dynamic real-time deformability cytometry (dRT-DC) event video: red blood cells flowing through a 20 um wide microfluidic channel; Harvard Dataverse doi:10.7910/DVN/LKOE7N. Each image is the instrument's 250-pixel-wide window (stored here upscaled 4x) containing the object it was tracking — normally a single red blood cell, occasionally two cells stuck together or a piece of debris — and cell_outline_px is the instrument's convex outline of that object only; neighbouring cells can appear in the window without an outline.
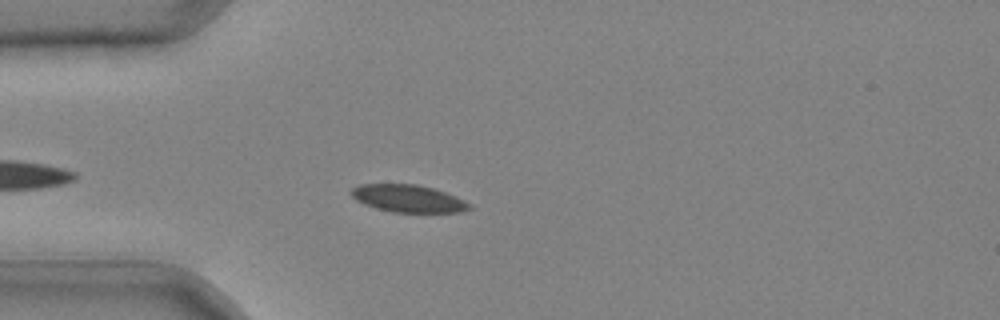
{"species": "common noctule bat (a hibernating species)", "species_latin": "Nyctalus noctula", "temperature_condition": "cold", "stored_images_in_passage": 35, "camera_frame_rate_fps": 3000, "um_per_image_px": 0.085, "animal": {"sex": "male", "body_mass_g": 20.4}, "frame": {"image": 1, "passage_image": 5, "time_ms": 1.333, "image_size_px": [1000, 320], "cell_outline_px": [[472, 208], [460, 212], [392, 212], [376, 208], [364, 204], [356, 200], [348, 192], [352, 188], [360, 184], [416, 184], [432, 188], [456, 196], [472, 204]], "centroid_in_image_um": [34.68, 16.87], "position_along_channel_um": 50.3, "area_um2": 18.9}}
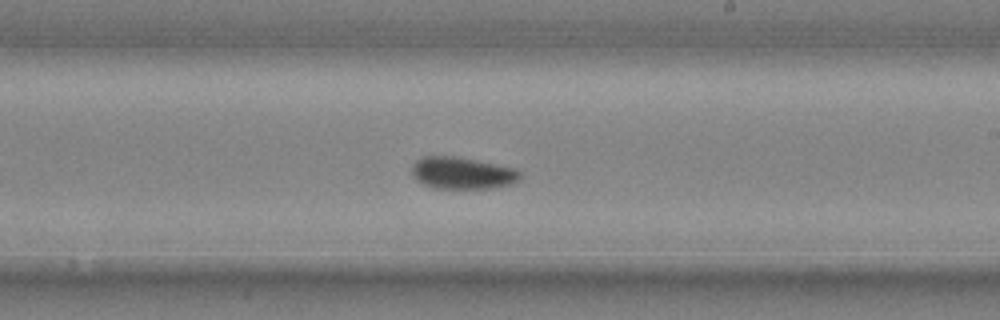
{"frame": {"image": 2, "passage_image": 19, "time_ms": 6.0, "image_size_px": [1000, 320], "cell_outline_px": [[524, 176], [520, 180], [512, 184], [492, 188], [432, 188], [416, 180], [412, 176], [412, 164], [416, 160], [424, 156], [456, 156], [516, 168]], "centroid_in_image_um": [39.31, 14.71], "position_along_channel_um": 249.7, "area_um2": 20.4}}
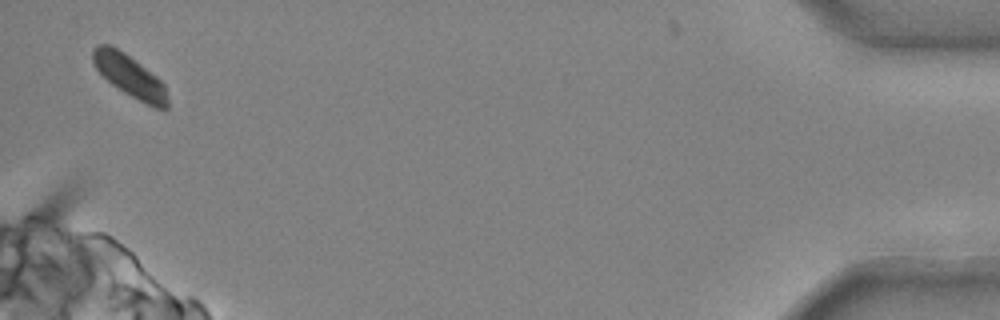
{"frame": {"image": 3, "passage_image": 35, "time_ms": 11.333, "image_size_px": [1000, 320], "cell_outline_px": [[168, 108], [156, 108], [124, 92], [112, 84], [96, 68], [92, 60], [92, 48], [96, 44], [112, 44], [124, 52], [156, 76], [164, 84], [168, 100]], "centroid_in_image_um": [11.0, 6.41], "position_along_channel_um": 424.2, "area_um2": 18.09}}